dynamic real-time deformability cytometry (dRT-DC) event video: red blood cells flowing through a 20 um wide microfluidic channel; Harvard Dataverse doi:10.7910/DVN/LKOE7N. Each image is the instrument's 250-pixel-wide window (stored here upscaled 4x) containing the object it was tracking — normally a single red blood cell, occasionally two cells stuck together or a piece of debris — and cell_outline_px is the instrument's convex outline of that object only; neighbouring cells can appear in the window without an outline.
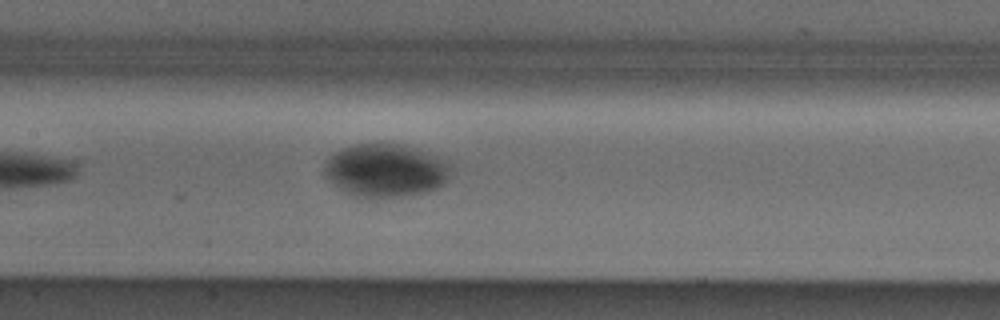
{"species": "Egyptian fruit bat (a non-hibernating species)", "species_latin": "Rousettus aegyptiacus", "temperature_condition": "cold", "stored_images_in_passage": 4, "camera_frame_rate_fps": 3000, "um_per_image_px": 0.085, "animal": {"sex": "male"}, "frame": {"image": 1, "passage_image": 4, "time_ms": 1.0, "image_size_px": [1000, 320], "cell_outline_px": [[452, 168], [444, 184], [428, 192], [408, 196], [368, 200], [352, 196], [344, 192], [328, 180], [324, 176], [324, 164], [336, 152], [344, 148], [356, 144], [396, 144], [412, 148], [448, 160], [452, 164]], "centroid_in_image_um": [32.77, 14.54], "position_along_channel_um": 174.6, "area_um2": 39.65}}